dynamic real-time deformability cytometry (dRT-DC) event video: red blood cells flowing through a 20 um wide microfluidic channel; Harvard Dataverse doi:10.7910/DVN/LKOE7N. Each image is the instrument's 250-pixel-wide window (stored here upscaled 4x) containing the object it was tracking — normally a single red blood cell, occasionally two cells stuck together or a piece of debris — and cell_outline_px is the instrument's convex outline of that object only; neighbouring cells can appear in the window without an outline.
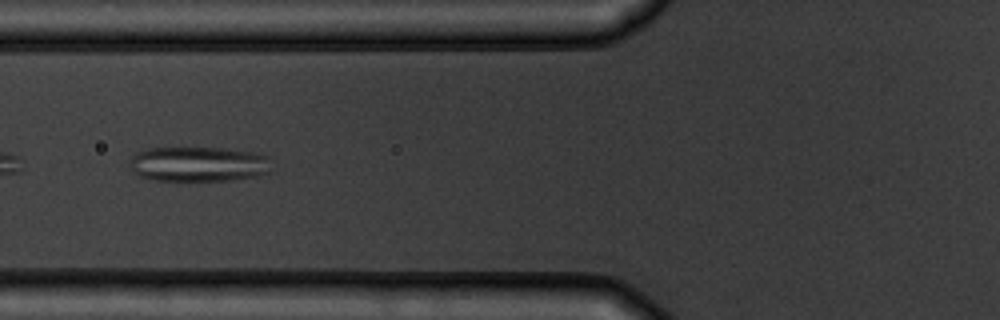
{"species": "common noctule bat (a hibernating species)", "species_latin": "Nyctalus noctula", "temperature_condition": "warm", "stored_images_in_passage": 8, "camera_frame_rate_fps": 3000, "um_per_image_px": 0.085, "animal": {"sex": "male", "body_mass_g": 19.5, "forearm_length_mm": 54.6}, "frame": {"image": 1, "passage_image": 5, "time_ms": 5.667, "image_size_px": [1000, 320], "cell_outline_px": [[268, 172], [256, 176], [232, 180], [156, 180], [140, 176], [132, 172], [128, 164], [128, 160], [136, 152], [148, 148], [224, 148], [252, 152], [268, 156]], "centroid_in_image_um": [16.79, 13.94], "position_along_channel_um": 109.0, "area_um2": 28.84}}